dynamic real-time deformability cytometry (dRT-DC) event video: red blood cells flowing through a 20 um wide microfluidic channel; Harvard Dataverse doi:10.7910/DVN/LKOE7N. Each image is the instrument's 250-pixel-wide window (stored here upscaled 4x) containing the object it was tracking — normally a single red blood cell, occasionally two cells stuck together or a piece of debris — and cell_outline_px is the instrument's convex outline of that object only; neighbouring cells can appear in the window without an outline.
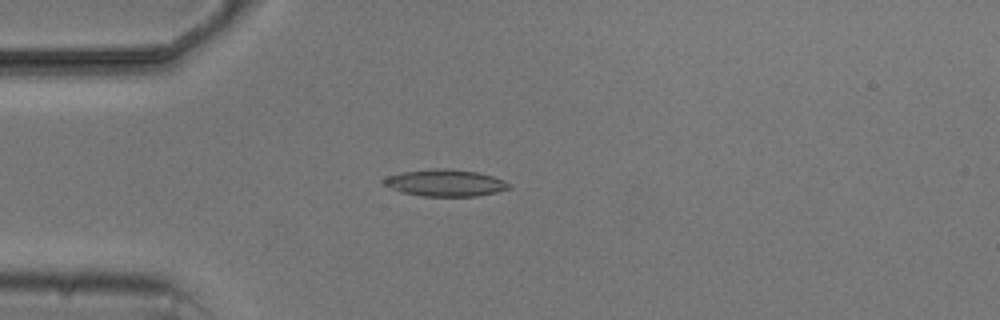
{"species": "common noctule bat (a hibernating species)", "species_latin": "Nyctalus noctula", "temperature_condition": "cold", "stored_images_in_passage": 4, "camera_frame_rate_fps": 3000, "um_per_image_px": 0.085, "animal": {"sex": "male", "body_mass_g": 20.5, "forearm_length_mm": 52.5}, "frame": {"image": 1, "passage_image": 3, "time_ms": 3.667, "image_size_px": [1000, 320], "cell_outline_px": [[512, 188], [496, 192], [476, 196], [424, 196], [400, 192], [380, 184], [380, 180], [388, 176], [404, 172], [432, 168], [448, 168], [476, 172], [492, 176], [504, 180], [512, 184]], "centroid_in_image_um": [37.82, 15.54], "position_along_channel_um": 47.2, "area_um2": 19.77}}